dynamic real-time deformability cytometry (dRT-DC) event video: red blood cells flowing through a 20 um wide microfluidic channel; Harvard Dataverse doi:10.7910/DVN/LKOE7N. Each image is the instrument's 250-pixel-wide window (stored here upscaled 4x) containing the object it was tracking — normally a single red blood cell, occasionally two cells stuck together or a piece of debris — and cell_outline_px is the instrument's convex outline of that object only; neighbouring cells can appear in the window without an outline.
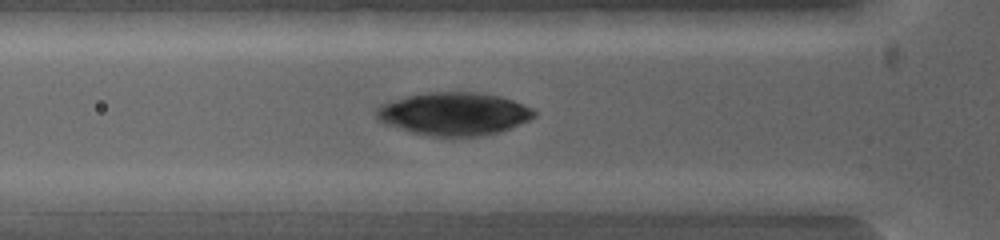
{"species": "common noctule bat (a hibernating species)", "species_latin": "Nyctalus noctula", "temperature_condition": "warm", "stored_images_in_passage": 4, "camera_frame_rate_fps": 5000, "um_per_image_px": 0.085, "animal": {"sex": "female", "body_mass_g": 19.0, "forearm_length_mm": 53.3}, "frame": {"image": 1, "passage_image": 3, "time_ms": 1.2, "image_size_px": [1000, 240], "cell_outline_px": [[380, 212], [256, 212], [252, 200], [288, 192], [372, 192], [380, 200]], "centroid_in_image_um": [27.11, 17.21], "position_along_channel_um": 98.7, "area_um2": 17.05}}